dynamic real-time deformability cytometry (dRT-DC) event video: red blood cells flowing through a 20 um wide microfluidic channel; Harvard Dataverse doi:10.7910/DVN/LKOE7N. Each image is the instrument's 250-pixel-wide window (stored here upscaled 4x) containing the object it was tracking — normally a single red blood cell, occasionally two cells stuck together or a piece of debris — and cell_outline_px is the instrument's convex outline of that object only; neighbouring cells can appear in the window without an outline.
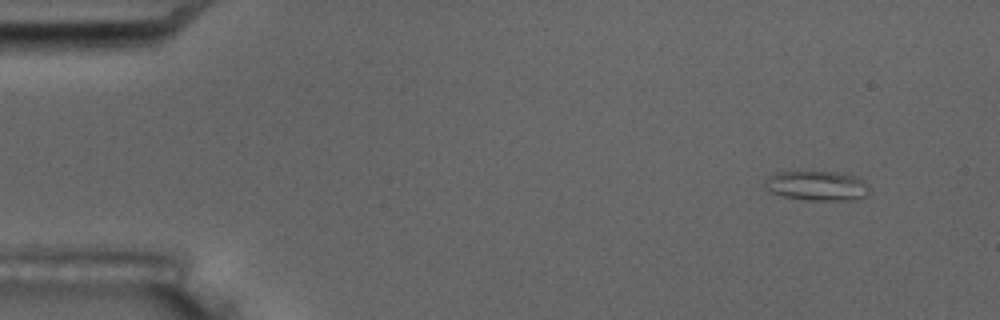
{"species": "common noctule bat (a hibernating species)", "species_latin": "Nyctalus noctula", "temperature_condition": "room temperature", "stored_images_in_passage": 6, "camera_frame_rate_fps": 3000, "um_per_image_px": 0.085, "animal": {"sex": "male", "body_mass_g": 17.5, "forearm_length_mm": 52.3}, "frame": {"image": 1, "passage_image": 2, "time_ms": 1.333, "image_size_px": [1000, 320], "cell_outline_px": [[868, 196], [860, 200], [804, 200], [784, 196], [768, 192], [764, 188], [764, 180], [768, 176], [776, 172], [848, 172], [860, 176], [868, 184]], "centroid_in_image_um": [69.49, 15.79], "position_along_channel_um": 15.5, "area_um2": 18.73}}